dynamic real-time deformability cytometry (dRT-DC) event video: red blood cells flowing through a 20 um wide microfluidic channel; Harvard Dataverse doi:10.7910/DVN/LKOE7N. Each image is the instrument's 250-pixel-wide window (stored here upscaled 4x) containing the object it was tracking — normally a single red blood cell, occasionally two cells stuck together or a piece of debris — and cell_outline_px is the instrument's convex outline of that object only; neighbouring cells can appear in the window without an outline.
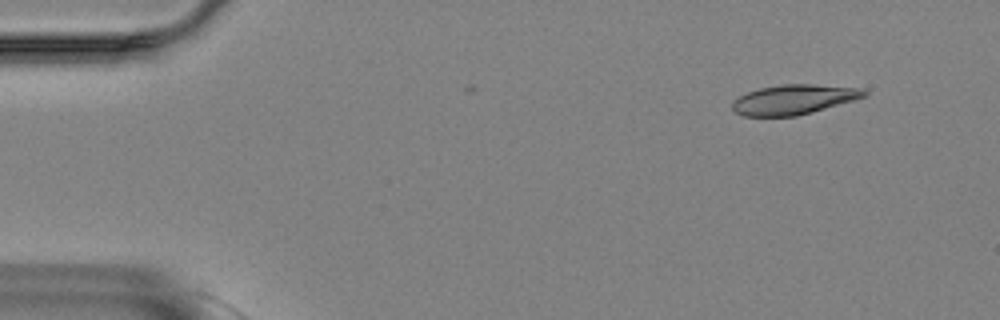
{"species": "Egyptian fruit bat (a non-hibernating species)", "species_latin": "Rousettus aegyptiacus", "temperature_condition": "room temperature", "stored_images_in_passage": 2, "camera_frame_rate_fps": 3000, "um_per_image_px": 0.085, "animal": {"sex": "female"}, "frame": {"image": 1, "passage_image": 1, "time_ms": 0.0, "image_size_px": [1000, 320], "cell_outline_px": [[868, 96], [856, 100], [812, 112], [796, 116], [744, 116], [736, 112], [732, 108], [732, 104], [740, 96], [748, 92], [760, 88], [784, 84], [812, 84], [864, 88], [868, 92]], "centroid_in_image_um": [67.55, 8.45], "position_along_channel_um": 17.5, "area_um2": 22.89}}